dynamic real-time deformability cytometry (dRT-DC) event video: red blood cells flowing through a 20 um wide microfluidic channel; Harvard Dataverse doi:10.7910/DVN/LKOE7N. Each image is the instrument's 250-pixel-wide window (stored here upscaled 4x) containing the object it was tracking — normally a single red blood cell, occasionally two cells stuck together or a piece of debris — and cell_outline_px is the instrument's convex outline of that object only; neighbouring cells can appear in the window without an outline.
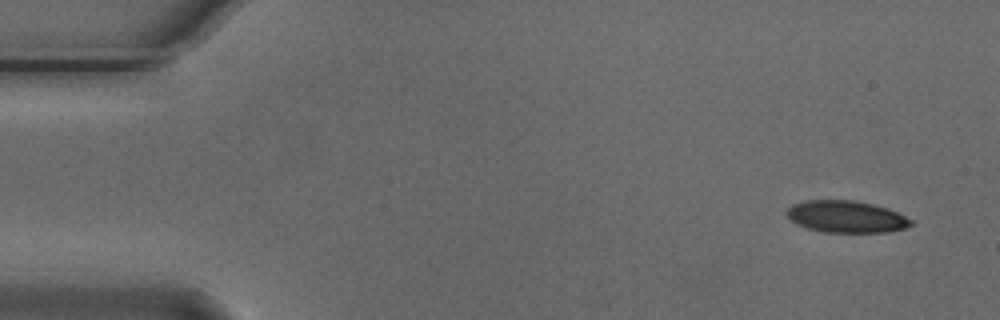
{"species": "Egyptian fruit bat (a non-hibernating species)", "species_latin": "Rousettus aegyptiacus", "temperature_condition": "cold", "stored_images_in_passage": 7, "camera_frame_rate_fps": 3000, "um_per_image_px": 0.085, "animal": {"sex": "male"}, "frame": {"image": 1, "passage_image": 1, "time_ms": 0.0, "image_size_px": [1000, 320], "cell_outline_px": [[912, 224], [904, 228], [888, 232], [824, 232], [808, 228], [796, 224], [784, 212], [792, 204], [808, 200], [856, 200], [888, 208], [912, 220]], "centroid_in_image_um": [71.91, 18.41], "position_along_channel_um": 13.1, "area_um2": 23.0}}
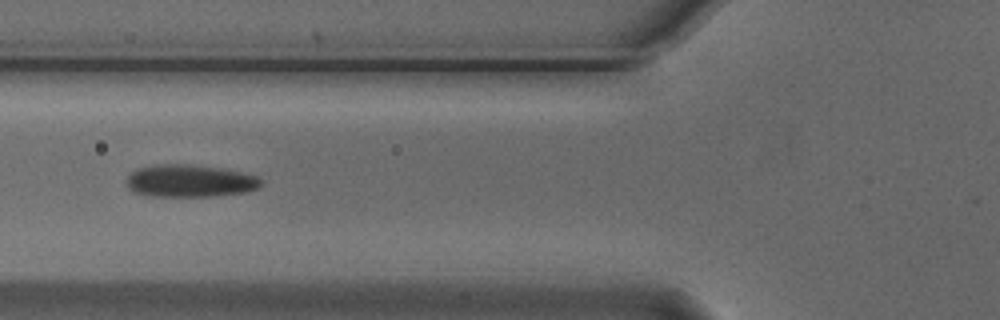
{"frame": {"image": 2, "passage_image": 6, "time_ms": 1.667, "image_size_px": [1000, 320], "cell_outline_px": [[264, 180], [260, 188], [248, 192], [212, 196], [152, 196], [132, 192], [128, 188], [128, 176], [136, 168], [156, 164], [188, 164], [224, 168], [256, 176]], "centroid_in_image_um": [16.17, 15.37], "position_along_channel_um": 109.6, "area_um2": 25.66}}
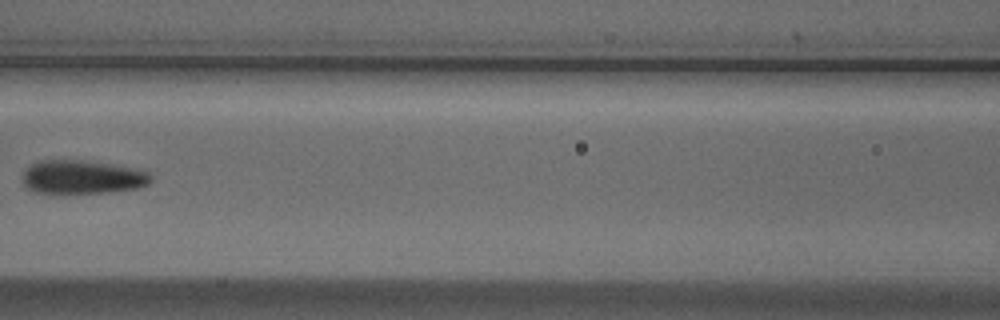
{"frame": {"image": 3, "passage_image": 7, "time_ms": 2.0, "image_size_px": [1000, 320], "cell_outline_px": [[152, 180], [148, 184], [136, 188], [104, 192], [64, 196], [36, 192], [28, 188], [24, 184], [24, 172], [32, 164], [40, 160], [80, 160], [112, 164], [136, 168], [148, 172], [152, 176]], "centroid_in_image_um": [6.99, 15.08], "position_along_channel_um": 159.6, "area_um2": 25.66}}